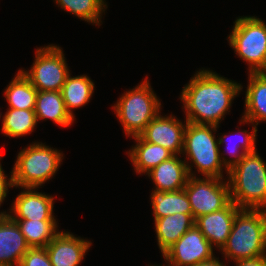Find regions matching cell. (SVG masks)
Listing matches in <instances>:
<instances>
[{"instance_id": "obj_1", "label": "cell", "mask_w": 266, "mask_h": 266, "mask_svg": "<svg viewBox=\"0 0 266 266\" xmlns=\"http://www.w3.org/2000/svg\"><path fill=\"white\" fill-rule=\"evenodd\" d=\"M242 89L241 83L222 77L213 70L200 69L180 94L185 119L195 124L220 126Z\"/></svg>"}, {"instance_id": "obj_2", "label": "cell", "mask_w": 266, "mask_h": 266, "mask_svg": "<svg viewBox=\"0 0 266 266\" xmlns=\"http://www.w3.org/2000/svg\"><path fill=\"white\" fill-rule=\"evenodd\" d=\"M218 128L219 126L187 122L181 155H186L184 161L189 176L196 177L192 169L194 166L197 169L195 171H198L196 173H200L204 177L220 179H223L225 169L226 178H228L229 170L224 168L225 165L220 157L221 150L218 139L214 135Z\"/></svg>"}, {"instance_id": "obj_3", "label": "cell", "mask_w": 266, "mask_h": 266, "mask_svg": "<svg viewBox=\"0 0 266 266\" xmlns=\"http://www.w3.org/2000/svg\"><path fill=\"white\" fill-rule=\"evenodd\" d=\"M220 251L225 260L234 262L263 256L266 252V210L240 209Z\"/></svg>"}, {"instance_id": "obj_4", "label": "cell", "mask_w": 266, "mask_h": 266, "mask_svg": "<svg viewBox=\"0 0 266 266\" xmlns=\"http://www.w3.org/2000/svg\"><path fill=\"white\" fill-rule=\"evenodd\" d=\"M230 198L240 209L266 210V163L257 150L229 169Z\"/></svg>"}, {"instance_id": "obj_5", "label": "cell", "mask_w": 266, "mask_h": 266, "mask_svg": "<svg viewBox=\"0 0 266 266\" xmlns=\"http://www.w3.org/2000/svg\"><path fill=\"white\" fill-rule=\"evenodd\" d=\"M42 142H33L18 152L11 170L12 187L40 188L50 181L61 166L63 152Z\"/></svg>"}, {"instance_id": "obj_6", "label": "cell", "mask_w": 266, "mask_h": 266, "mask_svg": "<svg viewBox=\"0 0 266 266\" xmlns=\"http://www.w3.org/2000/svg\"><path fill=\"white\" fill-rule=\"evenodd\" d=\"M139 85L124 92L112 106L127 137L140 136L147 124L161 111V102L148 77ZM155 93V94H154Z\"/></svg>"}, {"instance_id": "obj_7", "label": "cell", "mask_w": 266, "mask_h": 266, "mask_svg": "<svg viewBox=\"0 0 266 266\" xmlns=\"http://www.w3.org/2000/svg\"><path fill=\"white\" fill-rule=\"evenodd\" d=\"M227 37L236 55L247 62L248 73L263 72L266 68V24L256 16L236 18Z\"/></svg>"}, {"instance_id": "obj_8", "label": "cell", "mask_w": 266, "mask_h": 266, "mask_svg": "<svg viewBox=\"0 0 266 266\" xmlns=\"http://www.w3.org/2000/svg\"><path fill=\"white\" fill-rule=\"evenodd\" d=\"M65 54L59 45L50 44L36 49L30 70H21L38 91H61L70 74Z\"/></svg>"}, {"instance_id": "obj_9", "label": "cell", "mask_w": 266, "mask_h": 266, "mask_svg": "<svg viewBox=\"0 0 266 266\" xmlns=\"http://www.w3.org/2000/svg\"><path fill=\"white\" fill-rule=\"evenodd\" d=\"M184 190L194 220L202 215L222 210L231 202L228 179L189 176Z\"/></svg>"}, {"instance_id": "obj_10", "label": "cell", "mask_w": 266, "mask_h": 266, "mask_svg": "<svg viewBox=\"0 0 266 266\" xmlns=\"http://www.w3.org/2000/svg\"><path fill=\"white\" fill-rule=\"evenodd\" d=\"M214 248L195 224L163 255L169 266H192L212 259Z\"/></svg>"}, {"instance_id": "obj_11", "label": "cell", "mask_w": 266, "mask_h": 266, "mask_svg": "<svg viewBox=\"0 0 266 266\" xmlns=\"http://www.w3.org/2000/svg\"><path fill=\"white\" fill-rule=\"evenodd\" d=\"M173 114L162 116L161 112L152 119L140 135L149 143L158 144L174 155H180L183 150L184 131L187 125Z\"/></svg>"}, {"instance_id": "obj_12", "label": "cell", "mask_w": 266, "mask_h": 266, "mask_svg": "<svg viewBox=\"0 0 266 266\" xmlns=\"http://www.w3.org/2000/svg\"><path fill=\"white\" fill-rule=\"evenodd\" d=\"M7 215L12 220H56L53 212L54 196L37 192L36 187H23Z\"/></svg>"}, {"instance_id": "obj_13", "label": "cell", "mask_w": 266, "mask_h": 266, "mask_svg": "<svg viewBox=\"0 0 266 266\" xmlns=\"http://www.w3.org/2000/svg\"><path fill=\"white\" fill-rule=\"evenodd\" d=\"M90 246L91 241L60 230L45 248L52 266H79Z\"/></svg>"}, {"instance_id": "obj_14", "label": "cell", "mask_w": 266, "mask_h": 266, "mask_svg": "<svg viewBox=\"0 0 266 266\" xmlns=\"http://www.w3.org/2000/svg\"><path fill=\"white\" fill-rule=\"evenodd\" d=\"M239 210L240 208L231 201L222 210L196 218L194 224L210 242L211 246L214 249L217 247L220 252L227 242L236 213Z\"/></svg>"}, {"instance_id": "obj_15", "label": "cell", "mask_w": 266, "mask_h": 266, "mask_svg": "<svg viewBox=\"0 0 266 266\" xmlns=\"http://www.w3.org/2000/svg\"><path fill=\"white\" fill-rule=\"evenodd\" d=\"M29 248L17 223L8 215L0 217V265L19 266Z\"/></svg>"}, {"instance_id": "obj_16", "label": "cell", "mask_w": 266, "mask_h": 266, "mask_svg": "<svg viewBox=\"0 0 266 266\" xmlns=\"http://www.w3.org/2000/svg\"><path fill=\"white\" fill-rule=\"evenodd\" d=\"M245 91V110L240 124H254L266 121V74L249 73Z\"/></svg>"}, {"instance_id": "obj_17", "label": "cell", "mask_w": 266, "mask_h": 266, "mask_svg": "<svg viewBox=\"0 0 266 266\" xmlns=\"http://www.w3.org/2000/svg\"><path fill=\"white\" fill-rule=\"evenodd\" d=\"M179 156L181 157V155H174L146 174L155 185L153 190L178 191L186 186L189 173L185 161Z\"/></svg>"}, {"instance_id": "obj_18", "label": "cell", "mask_w": 266, "mask_h": 266, "mask_svg": "<svg viewBox=\"0 0 266 266\" xmlns=\"http://www.w3.org/2000/svg\"><path fill=\"white\" fill-rule=\"evenodd\" d=\"M136 144L127 151L134 171L137 174H147L163 161L174 156L168 149L145 141L141 136L133 137Z\"/></svg>"}, {"instance_id": "obj_19", "label": "cell", "mask_w": 266, "mask_h": 266, "mask_svg": "<svg viewBox=\"0 0 266 266\" xmlns=\"http://www.w3.org/2000/svg\"><path fill=\"white\" fill-rule=\"evenodd\" d=\"M157 245L162 255L193 225L192 214L176 213L162 218L154 219Z\"/></svg>"}, {"instance_id": "obj_20", "label": "cell", "mask_w": 266, "mask_h": 266, "mask_svg": "<svg viewBox=\"0 0 266 266\" xmlns=\"http://www.w3.org/2000/svg\"><path fill=\"white\" fill-rule=\"evenodd\" d=\"M34 111L37 122L49 119L64 128L75 120L66 110L61 91H38Z\"/></svg>"}, {"instance_id": "obj_21", "label": "cell", "mask_w": 266, "mask_h": 266, "mask_svg": "<svg viewBox=\"0 0 266 266\" xmlns=\"http://www.w3.org/2000/svg\"><path fill=\"white\" fill-rule=\"evenodd\" d=\"M95 84L88 75L71 76L68 75L66 82L62 86L61 94L65 107L70 116L74 119L73 110L88 104L93 96Z\"/></svg>"}, {"instance_id": "obj_22", "label": "cell", "mask_w": 266, "mask_h": 266, "mask_svg": "<svg viewBox=\"0 0 266 266\" xmlns=\"http://www.w3.org/2000/svg\"><path fill=\"white\" fill-rule=\"evenodd\" d=\"M150 199L154 219L176 213L192 214L191 205L184 188L167 192L153 190Z\"/></svg>"}, {"instance_id": "obj_23", "label": "cell", "mask_w": 266, "mask_h": 266, "mask_svg": "<svg viewBox=\"0 0 266 266\" xmlns=\"http://www.w3.org/2000/svg\"><path fill=\"white\" fill-rule=\"evenodd\" d=\"M38 90L18 70L4 91L8 107L12 109H35L36 95Z\"/></svg>"}, {"instance_id": "obj_24", "label": "cell", "mask_w": 266, "mask_h": 266, "mask_svg": "<svg viewBox=\"0 0 266 266\" xmlns=\"http://www.w3.org/2000/svg\"><path fill=\"white\" fill-rule=\"evenodd\" d=\"M257 126H255L252 123V131L248 132L247 130H241L238 131L237 133V138H239L238 143H234V139H233V147L230 146L229 141H227V139L229 138L230 135L224 134L221 135L220 137H218V143H219V147H221V145H223L224 143L226 144L225 147L227 149V154L229 153L232 157L230 159V157H225L224 153H220V157L222 159V162L225 165V168H227L228 170L230 168H232L235 164H237L241 158L247 154V153H252L255 152L256 149V136H257ZM234 138V132L233 135H231ZM236 136V133H235ZM230 140V139H228ZM228 142V144H227ZM223 156V157H222Z\"/></svg>"}, {"instance_id": "obj_25", "label": "cell", "mask_w": 266, "mask_h": 266, "mask_svg": "<svg viewBox=\"0 0 266 266\" xmlns=\"http://www.w3.org/2000/svg\"><path fill=\"white\" fill-rule=\"evenodd\" d=\"M34 109L8 108L2 116L1 132L9 138H18L34 132L37 126Z\"/></svg>"}, {"instance_id": "obj_26", "label": "cell", "mask_w": 266, "mask_h": 266, "mask_svg": "<svg viewBox=\"0 0 266 266\" xmlns=\"http://www.w3.org/2000/svg\"><path fill=\"white\" fill-rule=\"evenodd\" d=\"M30 247H46L59 232L56 220H13Z\"/></svg>"}, {"instance_id": "obj_27", "label": "cell", "mask_w": 266, "mask_h": 266, "mask_svg": "<svg viewBox=\"0 0 266 266\" xmlns=\"http://www.w3.org/2000/svg\"><path fill=\"white\" fill-rule=\"evenodd\" d=\"M58 7L87 23L100 26L107 3L105 0H54Z\"/></svg>"}, {"instance_id": "obj_28", "label": "cell", "mask_w": 266, "mask_h": 266, "mask_svg": "<svg viewBox=\"0 0 266 266\" xmlns=\"http://www.w3.org/2000/svg\"><path fill=\"white\" fill-rule=\"evenodd\" d=\"M19 266H52L45 247H30Z\"/></svg>"}, {"instance_id": "obj_29", "label": "cell", "mask_w": 266, "mask_h": 266, "mask_svg": "<svg viewBox=\"0 0 266 266\" xmlns=\"http://www.w3.org/2000/svg\"><path fill=\"white\" fill-rule=\"evenodd\" d=\"M2 153L0 154V160L2 159ZM9 176H7V174H5V171L2 168V165L0 163V207L2 206L1 204L3 203V201H5V198L8 196V190L9 188H13L12 187V183H11V177L7 178ZM7 215L6 211H2L0 212V217Z\"/></svg>"}, {"instance_id": "obj_30", "label": "cell", "mask_w": 266, "mask_h": 266, "mask_svg": "<svg viewBox=\"0 0 266 266\" xmlns=\"http://www.w3.org/2000/svg\"><path fill=\"white\" fill-rule=\"evenodd\" d=\"M235 266H266V262L264 257L260 256L257 258L236 261Z\"/></svg>"}, {"instance_id": "obj_31", "label": "cell", "mask_w": 266, "mask_h": 266, "mask_svg": "<svg viewBox=\"0 0 266 266\" xmlns=\"http://www.w3.org/2000/svg\"><path fill=\"white\" fill-rule=\"evenodd\" d=\"M192 266H227L225 263L219 260V257L217 258L214 256L212 259L204 261V262H199L197 264H194Z\"/></svg>"}, {"instance_id": "obj_32", "label": "cell", "mask_w": 266, "mask_h": 266, "mask_svg": "<svg viewBox=\"0 0 266 266\" xmlns=\"http://www.w3.org/2000/svg\"><path fill=\"white\" fill-rule=\"evenodd\" d=\"M149 266H165V265L164 264L163 265H160V264L159 265H156V264L153 265L152 264V265H149ZM166 266H169V265H166Z\"/></svg>"}, {"instance_id": "obj_33", "label": "cell", "mask_w": 266, "mask_h": 266, "mask_svg": "<svg viewBox=\"0 0 266 266\" xmlns=\"http://www.w3.org/2000/svg\"><path fill=\"white\" fill-rule=\"evenodd\" d=\"M263 257H264L265 262H266V252L263 254Z\"/></svg>"}]
</instances>
